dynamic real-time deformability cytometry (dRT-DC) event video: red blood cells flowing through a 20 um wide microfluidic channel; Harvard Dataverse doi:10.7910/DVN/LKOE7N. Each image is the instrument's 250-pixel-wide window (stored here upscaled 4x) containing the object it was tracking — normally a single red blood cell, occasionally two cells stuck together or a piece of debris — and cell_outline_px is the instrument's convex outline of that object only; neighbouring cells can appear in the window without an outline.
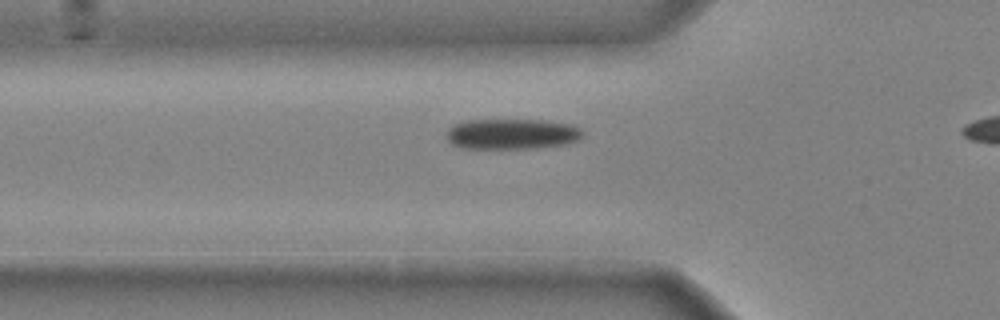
{"species": "common noctule bat (a hibernating species)", "species_latin": "Nyctalus noctula", "temperature_condition": "cold", "stored_images_in_passage": 4, "camera_frame_rate_fps": 3000, "um_per_image_px": 0.085, "animal": {"sex": "male", "body_mass_g": 20.4}, "frame": {"image": 1, "passage_image": 2, "time_ms": 0.333, "image_size_px": [1000, 320], "cell_outline_px": [[584, 136], [580, 140], [564, 144], [536, 148], [460, 148], [452, 144], [448, 140], [448, 128], [452, 124], [468, 120], [544, 120], [572, 124], [580, 128], [584, 132]], "centroid_in_image_um": [43.55, 11.38], "position_along_channel_um": 82.3, "area_um2": 24.39}}